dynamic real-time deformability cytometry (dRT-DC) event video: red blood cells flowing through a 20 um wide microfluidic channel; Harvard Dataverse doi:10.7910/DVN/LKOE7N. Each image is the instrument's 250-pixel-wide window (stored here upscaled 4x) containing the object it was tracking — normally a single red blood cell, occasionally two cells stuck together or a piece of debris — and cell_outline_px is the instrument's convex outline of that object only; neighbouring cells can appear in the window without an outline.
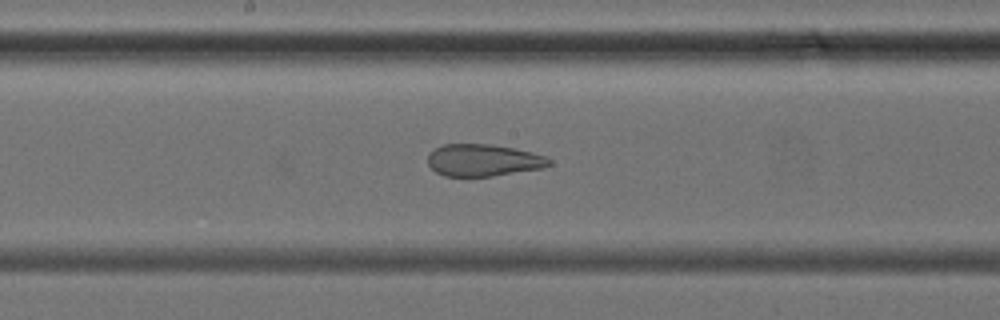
{"species": "common noctule bat (a hibernating species)", "species_latin": "Nyctalus noctula", "temperature_condition": "cold", "stored_images_in_passage": 25, "camera_frame_rate_fps": 3000, "um_per_image_px": 0.085, "animal": {"sex": "female", "body_mass_g": 24.6, "forearm_length_mm": 56.2}, "frame": {"image": 1, "passage_image": 17, "time_ms": 5.333, "image_size_px": [1000, 320], "cell_outline_px": [[552, 164], [544, 168], [492, 176], [444, 176], [436, 172], [428, 164], [428, 156], [436, 148], [444, 144], [492, 144], [532, 152], [548, 156], [552, 160]], "centroid_in_image_um": [41.13, 13.62], "position_along_channel_um": 207.1, "area_um2": 22.72}}
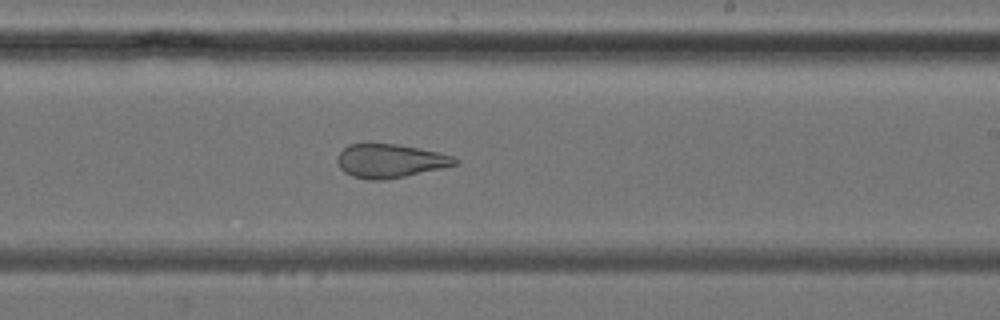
{"frame": {"image": 2, "passage_image": 20, "time_ms": 6.333, "image_size_px": [1000, 320], "cell_outline_px": [[460, 160], [456, 164], [444, 168], [384, 180], [368, 180], [352, 176], [344, 172], [340, 168], [336, 160], [336, 156], [348, 144], [396, 144], [436, 152], [452, 156]], "centroid_in_image_um": [33.12, 13.69], "position_along_channel_um": 255.9, "area_um2": 22.95}}